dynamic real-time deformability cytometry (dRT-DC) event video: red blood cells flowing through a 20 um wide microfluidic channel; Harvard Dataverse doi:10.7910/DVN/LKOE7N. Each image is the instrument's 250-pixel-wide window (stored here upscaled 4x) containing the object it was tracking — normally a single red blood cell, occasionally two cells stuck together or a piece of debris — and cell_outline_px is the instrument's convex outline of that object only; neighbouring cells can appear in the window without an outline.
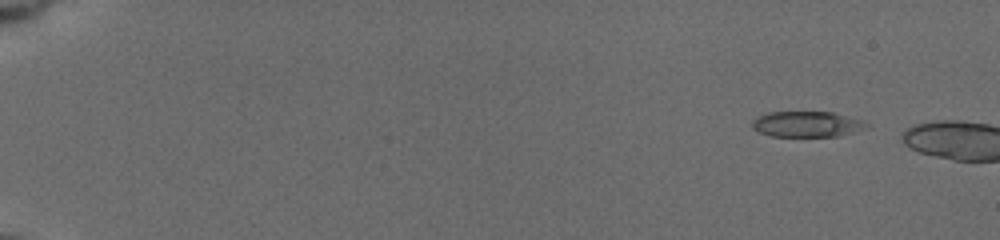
{"species": "common noctule bat (a hibernating species)", "species_latin": "Nyctalus noctula", "temperature_condition": "cold", "stored_images_in_passage": 9, "camera_frame_rate_fps": 3000, "um_per_image_px": 0.085, "animal": {"sex": "female", "body_mass_g": 19.5, "forearm_length_mm": 54.1}, "frame": {"image": 1, "passage_image": 9, "time_ms": 2.667, "image_size_px": [1000, 240], "cell_outline_px": [[868, 124], [836, 136], [772, 136], [760, 132], [752, 128], [752, 120], [756, 116], [768, 112], [832, 112], [860, 120]], "centroid_in_image_um": [68.41, 10.53], "position_along_channel_um": 16.6, "area_um2": 16.47}}